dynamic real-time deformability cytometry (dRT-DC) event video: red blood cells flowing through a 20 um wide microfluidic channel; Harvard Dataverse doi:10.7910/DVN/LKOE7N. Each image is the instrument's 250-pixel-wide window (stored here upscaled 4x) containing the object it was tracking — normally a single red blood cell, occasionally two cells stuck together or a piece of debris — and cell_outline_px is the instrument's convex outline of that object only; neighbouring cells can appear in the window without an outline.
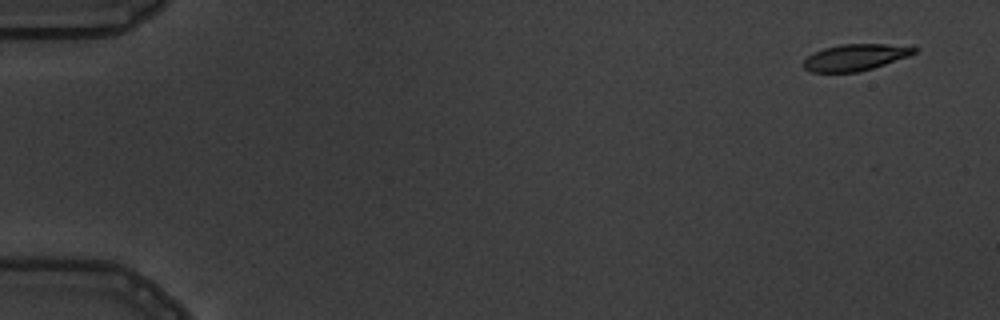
{"species": "common noctule bat (a hibernating species)", "species_latin": "Nyctalus noctula", "temperature_condition": "warm", "stored_images_in_passage": 6, "segment_of_instrument_passage": [1, 2], "camera_frame_rate_fps": 3000, "um_per_image_px": 0.085, "animal": {"sex": "male", "body_mass_g": 19.5, "forearm_length_mm": 54.6}, "frame": {"image": 1, "passage_image": 1, "time_ms": 0.0, "image_size_px": [1000, 320], "cell_outline_px": [[920, 48], [916, 52], [908, 56], [872, 68], [856, 72], [812, 72], [804, 68], [804, 60], [808, 56], [824, 48], [840, 44], [884, 44]], "centroid_in_image_um": [72.69, 4.87], "position_along_channel_um": 12.3, "area_um2": 16.76}}
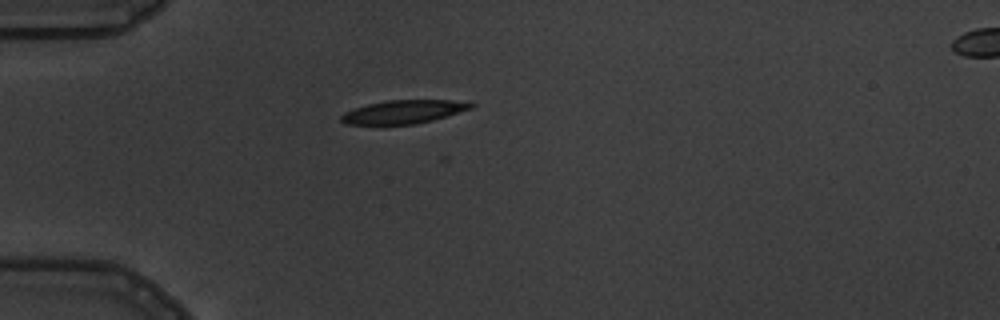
{"frame": {"image": 2, "passage_image": 5, "time_ms": 4.333, "image_size_px": [1000, 320], "cell_outline_px": [[476, 104], [472, 108], [432, 120], [416, 124], [384, 128], [344, 124], [340, 120], [340, 116], [344, 112], [368, 104], [388, 100], [472, 100]], "centroid_in_image_um": [34.26, 9.55], "position_along_channel_um": 50.7, "area_um2": 18.79}}